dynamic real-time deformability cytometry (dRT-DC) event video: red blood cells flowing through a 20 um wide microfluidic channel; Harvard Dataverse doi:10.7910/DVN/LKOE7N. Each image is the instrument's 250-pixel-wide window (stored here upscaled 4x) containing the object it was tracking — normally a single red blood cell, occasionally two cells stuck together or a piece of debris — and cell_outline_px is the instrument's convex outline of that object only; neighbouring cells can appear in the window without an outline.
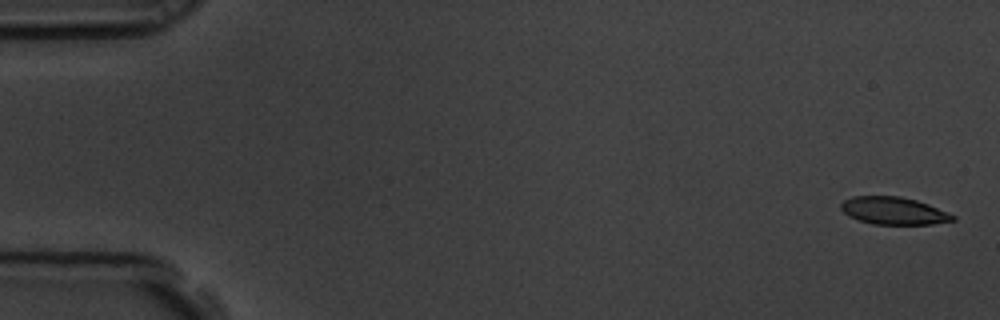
{"species": "common noctule bat (a hibernating species)", "species_latin": "Nyctalus noctula", "temperature_condition": "room temperature", "stored_images_in_passage": 6, "camera_frame_rate_fps": 3000, "um_per_image_px": 0.085, "animal": {"sex": "male", "body_mass_g": 19.5, "forearm_length_mm": 54.6}, "frame": {"image": 1, "passage_image": 1, "time_ms": 0.0, "image_size_px": [1000, 320], "cell_outline_px": [[956, 220], [932, 224], [872, 224], [848, 216], [840, 208], [840, 204], [844, 200], [852, 196], [900, 196], [916, 200], [928, 204], [956, 216]], "centroid_in_image_um": [75.95, 17.91], "position_along_channel_um": 9.1, "area_um2": 17.86}}
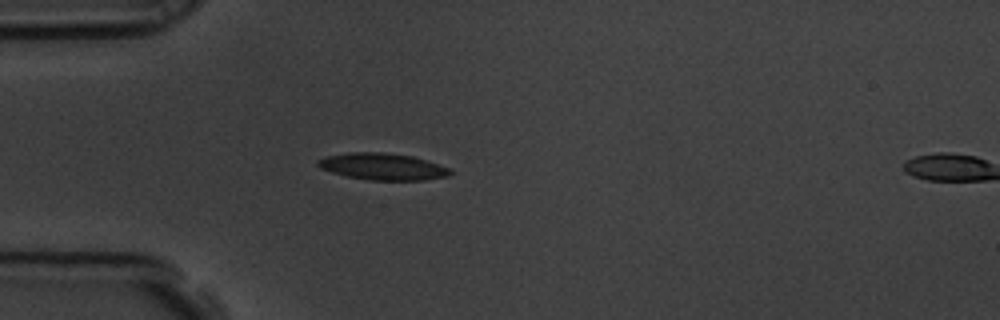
{"frame": {"image": 2, "passage_image": 5, "time_ms": 1.333, "image_size_px": [1000, 320], "cell_outline_px": [[452, 172], [448, 176], [424, 180], [368, 180], [348, 176], [332, 172], [320, 168], [316, 164], [316, 160], [324, 156], [348, 152], [384, 152], [412, 156], [452, 168]], "centroid_in_image_um": [32.51, 14.15], "position_along_channel_um": 52.5, "area_um2": 20.75}}